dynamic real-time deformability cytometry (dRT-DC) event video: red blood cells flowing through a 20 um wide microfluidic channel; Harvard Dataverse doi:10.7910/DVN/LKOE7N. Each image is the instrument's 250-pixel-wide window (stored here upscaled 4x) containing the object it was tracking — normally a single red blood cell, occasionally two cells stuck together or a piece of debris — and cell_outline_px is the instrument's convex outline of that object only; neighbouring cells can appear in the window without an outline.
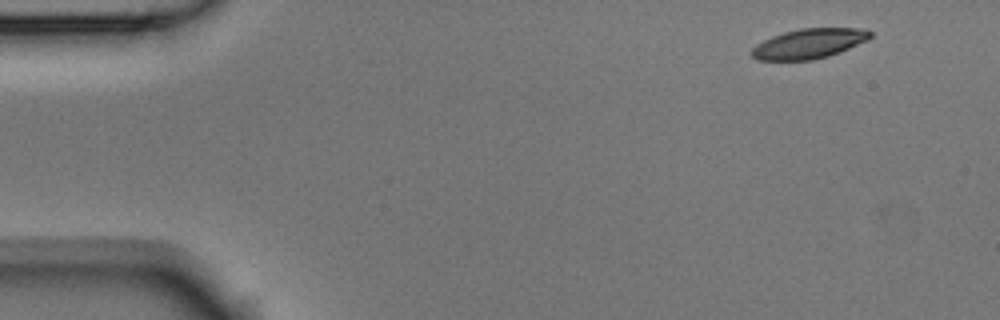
{"species": "Egyptian fruit bat (a non-hibernating species)", "species_latin": "Rousettus aegyptiacus", "temperature_condition": "room temperature", "stored_images_in_passage": 4, "camera_frame_rate_fps": 3000, "um_per_image_px": 0.085, "animal": {"sex": "male"}, "frame": {"image": 1, "passage_image": 1, "time_ms": 0.0, "image_size_px": [1000, 320], "cell_outline_px": [[872, 36], [868, 40], [840, 52], [828, 56], [812, 60], [756, 60], [748, 52], [756, 44], [772, 36], [784, 32], [800, 28], [860, 28], [872, 32]], "centroid_in_image_um": [68.74, 3.71], "position_along_channel_um": 16.3, "area_um2": 20.75}}
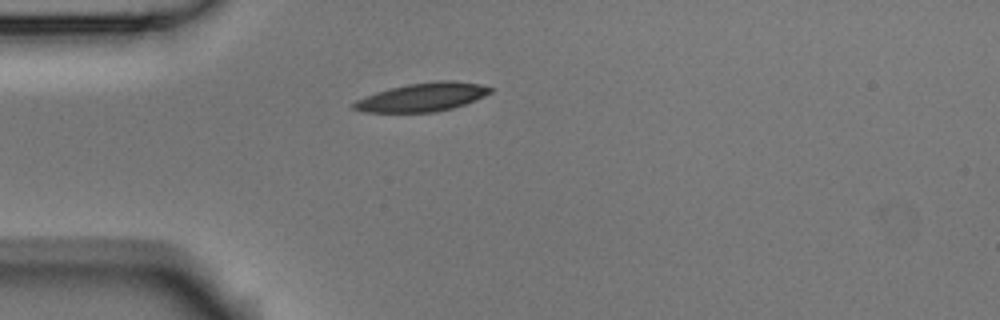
{"frame": {"image": 2, "passage_image": 4, "time_ms": 1.0, "image_size_px": [1000, 320], "cell_outline_px": [[492, 92], [476, 100], [452, 108], [436, 112], [364, 112], [352, 108], [352, 104], [356, 100], [364, 96], [376, 92], [408, 84], [436, 80], [452, 80], [480, 84], [492, 88]], "centroid_in_image_um": [35.9, 8.25], "position_along_channel_um": 49.1, "area_um2": 22.66}}